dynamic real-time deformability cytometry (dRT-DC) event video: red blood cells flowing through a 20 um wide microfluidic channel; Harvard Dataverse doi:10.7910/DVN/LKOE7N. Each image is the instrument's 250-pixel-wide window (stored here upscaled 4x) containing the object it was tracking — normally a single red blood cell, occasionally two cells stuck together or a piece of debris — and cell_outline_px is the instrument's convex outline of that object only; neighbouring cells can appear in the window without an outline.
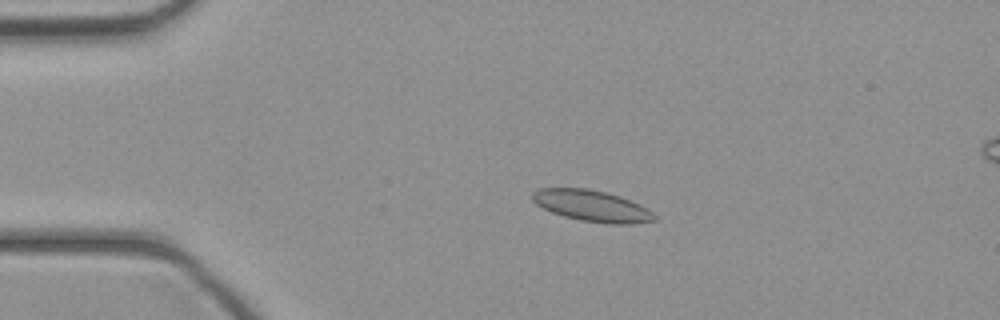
{"species": "common noctule bat (a hibernating species)", "species_latin": "Nyctalus noctula", "temperature_condition": "cold", "stored_images_in_passage": 38, "camera_frame_rate_fps": 3000, "um_per_image_px": 0.085, "animal": {"sex": "female", "body_mass_g": 21.9}, "frame": {"image": 1, "passage_image": 3, "time_ms": 0.667, "image_size_px": [1000, 320], "cell_outline_px": [[656, 220], [632, 224], [608, 224], [580, 220], [564, 216], [552, 212], [536, 204], [532, 200], [532, 192], [540, 188], [588, 188], [620, 196], [640, 204], [648, 208], [656, 216]], "centroid_in_image_um": [50.33, 17.5], "position_along_channel_um": 34.7, "area_um2": 22.25}}
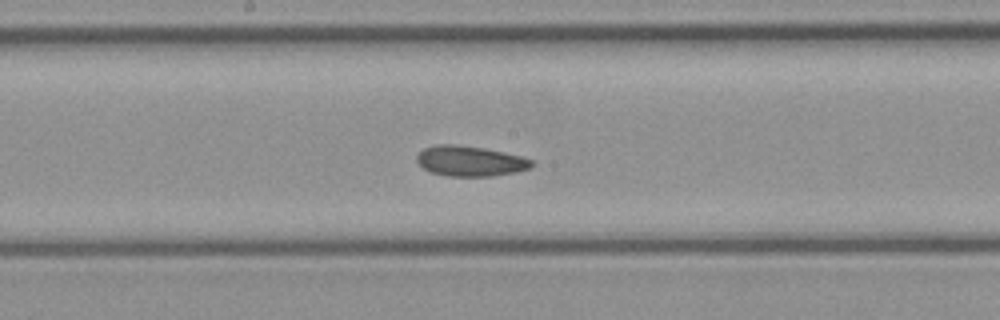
{"frame": {"image": 2, "passage_image": 17, "time_ms": 5.333, "image_size_px": [1000, 320], "cell_outline_px": [[536, 164], [532, 168], [516, 172], [492, 176], [448, 176], [432, 172], [424, 168], [416, 160], [416, 156], [424, 148], [436, 144], [456, 144], [484, 148], [520, 156], [532, 160]], "centroid_in_image_um": [39.98, 13.69], "position_along_channel_um": 208.2, "area_um2": 20.29}}
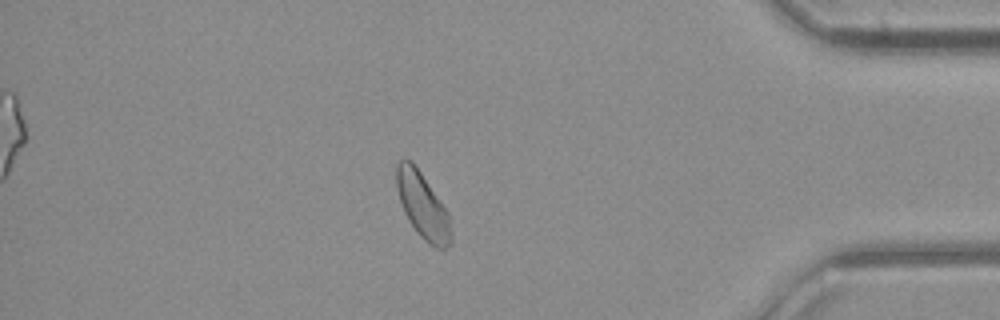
{"frame": {"image": 3, "passage_image": 32, "time_ms": 10.333, "image_size_px": [1000, 320], "cell_outline_px": [[452, 244], [444, 248], [436, 248], [428, 244], [416, 232], [408, 220], [404, 212], [400, 200], [396, 184], [396, 164], [400, 160], [412, 160], [440, 200], [448, 212], [452, 232]], "centroid_in_image_um": [35.94, 17.51], "position_along_channel_um": 399.3, "area_um2": 20.92}}